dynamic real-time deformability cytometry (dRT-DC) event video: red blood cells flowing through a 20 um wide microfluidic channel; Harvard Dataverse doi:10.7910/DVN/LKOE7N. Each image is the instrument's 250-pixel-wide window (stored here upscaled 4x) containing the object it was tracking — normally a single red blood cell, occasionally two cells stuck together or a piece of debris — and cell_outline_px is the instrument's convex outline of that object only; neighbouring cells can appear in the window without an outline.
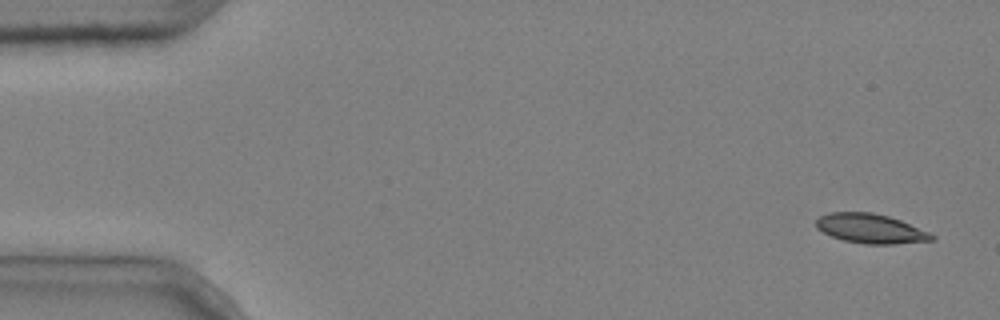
{"species": "common noctule bat (a hibernating species)", "species_latin": "Nyctalus noctula", "temperature_condition": "cold", "stored_images_in_passage": 8, "camera_frame_rate_fps": 3000, "um_per_image_px": 0.085, "animal": {"sex": "male", "body_mass_g": 20.4}, "frame": {"image": 1, "passage_image": 1, "time_ms": 0.0, "image_size_px": [1000, 320], "cell_outline_px": [[936, 240], [896, 244], [864, 244], [844, 240], [832, 236], [816, 228], [816, 220], [820, 216], [828, 212], [872, 212], [888, 216], [900, 220], [928, 232], [936, 236]], "centroid_in_image_um": [74.01, 19.43], "position_along_channel_um": 11.0, "area_um2": 19.83}}
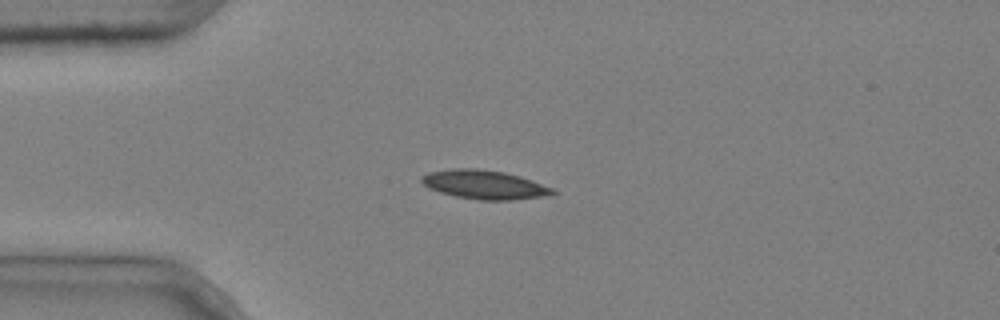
{"frame": {"image": 2, "passage_image": 4, "time_ms": 1.0, "image_size_px": [1000, 320], "cell_outline_px": [[556, 192], [552, 196], [512, 200], [480, 200], [456, 196], [440, 192], [428, 188], [420, 180], [420, 176], [428, 172], [456, 168], [476, 168], [504, 172], [520, 176], [532, 180], [552, 188]], "centroid_in_image_um": [41.19, 15.7], "position_along_channel_um": 43.8, "area_um2": 22.2}}
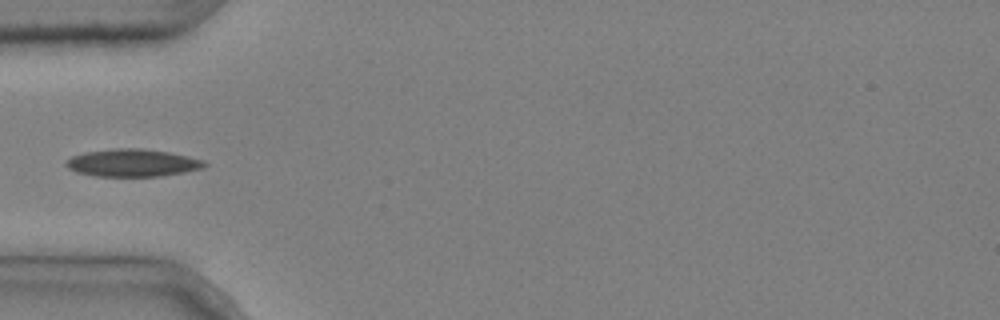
{"frame": {"image": 3, "passage_image": 5, "time_ms": 1.333, "image_size_px": [1000, 320], "cell_outline_px": [[208, 164], [204, 168], [184, 172], [160, 176], [96, 176], [76, 172], [68, 168], [64, 164], [64, 160], [72, 156], [84, 152], [116, 148], [144, 148], [168, 152], [204, 160]], "centroid_in_image_um": [11.24, 13.84], "position_along_channel_um": 73.8, "area_um2": 22.31}}